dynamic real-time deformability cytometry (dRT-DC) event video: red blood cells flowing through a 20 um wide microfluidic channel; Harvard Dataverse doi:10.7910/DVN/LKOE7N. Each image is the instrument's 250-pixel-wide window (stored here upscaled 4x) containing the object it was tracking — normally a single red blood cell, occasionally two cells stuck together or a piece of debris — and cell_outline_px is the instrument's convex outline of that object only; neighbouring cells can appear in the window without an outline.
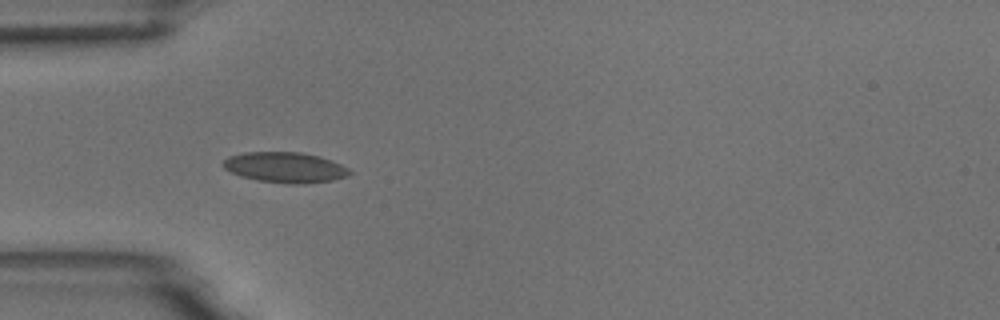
{"species": "common noctule bat (a hibernating species)", "species_latin": "Nyctalus noctula", "temperature_condition": "room temperature", "stored_images_in_passage": 4, "camera_frame_rate_fps": 3000, "um_per_image_px": 0.085, "animal": {"sex": "male", "body_mass_g": 18.8}, "frame": {"image": 1, "passage_image": 3, "time_ms": 3.333, "image_size_px": [1000, 320], "cell_outline_px": [[352, 172], [348, 176], [332, 180], [304, 184], [288, 184], [256, 180], [240, 176], [224, 168], [220, 164], [228, 156], [244, 152], [300, 152], [320, 156], [340, 164], [348, 168]], "centroid_in_image_um": [24.21, 14.23], "position_along_channel_um": 60.8, "area_um2": 22.6}}